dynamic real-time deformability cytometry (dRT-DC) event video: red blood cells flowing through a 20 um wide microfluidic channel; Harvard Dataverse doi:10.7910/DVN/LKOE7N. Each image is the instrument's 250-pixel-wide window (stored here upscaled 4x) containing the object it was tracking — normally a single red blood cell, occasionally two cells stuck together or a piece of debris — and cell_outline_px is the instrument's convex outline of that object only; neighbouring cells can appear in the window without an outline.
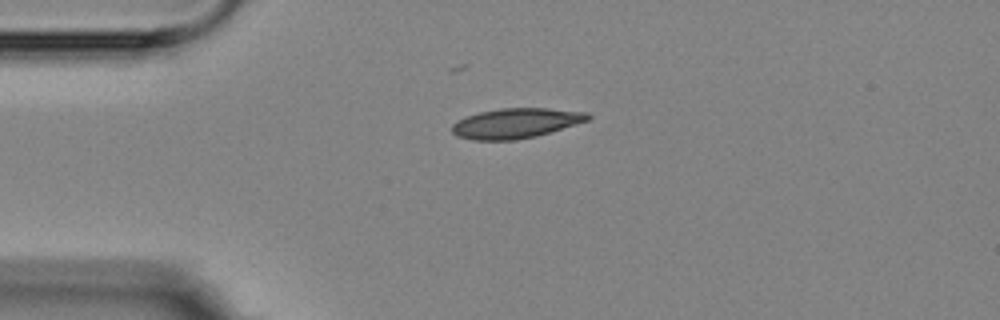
{"species": "Egyptian fruit bat (a non-hibernating species)", "species_latin": "Rousettus aegyptiacus", "temperature_condition": "room temperature", "stored_images_in_passage": 4, "camera_frame_rate_fps": 3000, "um_per_image_px": 0.085, "animal": {"sex": "female"}, "frame": {"image": 1, "passage_image": 1, "time_ms": 0.0, "image_size_px": [1000, 320], "cell_outline_px": [[592, 116], [588, 120], [576, 124], [536, 136], [516, 140], [472, 140], [456, 136], [452, 132], [452, 124], [468, 116], [480, 112], [500, 108], [548, 108], [588, 112]], "centroid_in_image_um": [43.86, 10.47], "position_along_channel_um": 41.1, "area_um2": 23.64}}
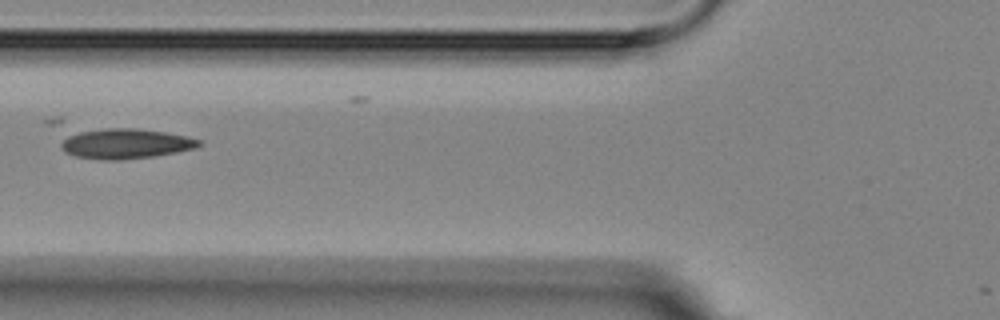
{"frame": {"image": 2, "passage_image": 3, "time_ms": 2.667, "image_size_px": [1000, 320], "cell_outline_px": [[204, 144], [196, 148], [176, 152], [152, 156], [120, 160], [104, 160], [76, 156], [64, 152], [60, 144], [68, 136], [80, 132], [104, 128], [136, 128], [164, 132], [188, 136], [200, 140]], "centroid_in_image_um": [10.71, 12.21], "position_along_channel_um": 115.1, "area_um2": 23.99}}